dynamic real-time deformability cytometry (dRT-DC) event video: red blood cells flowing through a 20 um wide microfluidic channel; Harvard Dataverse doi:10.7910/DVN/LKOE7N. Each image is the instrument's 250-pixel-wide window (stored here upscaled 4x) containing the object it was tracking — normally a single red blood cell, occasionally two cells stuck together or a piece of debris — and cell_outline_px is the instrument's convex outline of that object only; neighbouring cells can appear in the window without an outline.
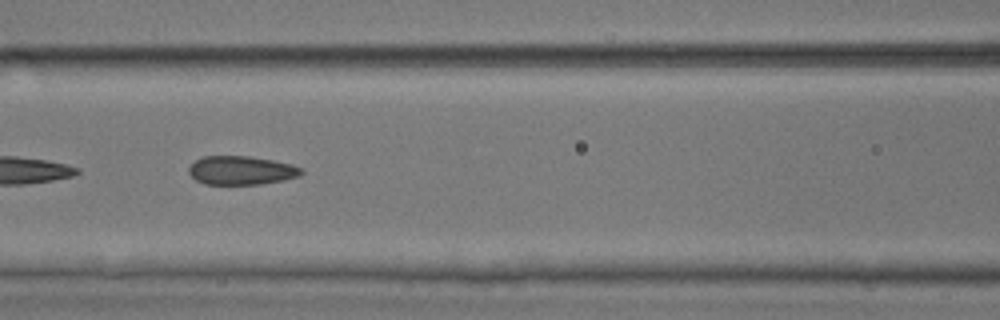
{"species": "common noctule bat (a hibernating species)", "species_latin": "Nyctalus noctula", "temperature_condition": "room temperature", "stored_images_in_passage": 39, "camera_frame_rate_fps": 3000, "um_per_image_px": 0.085, "animal": {"sex": "male", "body_mass_g": 17.9, "forearm_length_mm": 54.2}, "frame": {"image": 1, "passage_image": 23, "time_ms": 7.333, "image_size_px": [1000, 320], "cell_outline_px": [[304, 172], [300, 176], [284, 180], [260, 184], [204, 184], [196, 180], [188, 172], [188, 168], [196, 160], [204, 156], [248, 156], [272, 160], [292, 164], [300, 168]], "centroid_in_image_um": [20.51, 14.48], "position_along_channel_um": 146.1, "area_um2": 18.79}}